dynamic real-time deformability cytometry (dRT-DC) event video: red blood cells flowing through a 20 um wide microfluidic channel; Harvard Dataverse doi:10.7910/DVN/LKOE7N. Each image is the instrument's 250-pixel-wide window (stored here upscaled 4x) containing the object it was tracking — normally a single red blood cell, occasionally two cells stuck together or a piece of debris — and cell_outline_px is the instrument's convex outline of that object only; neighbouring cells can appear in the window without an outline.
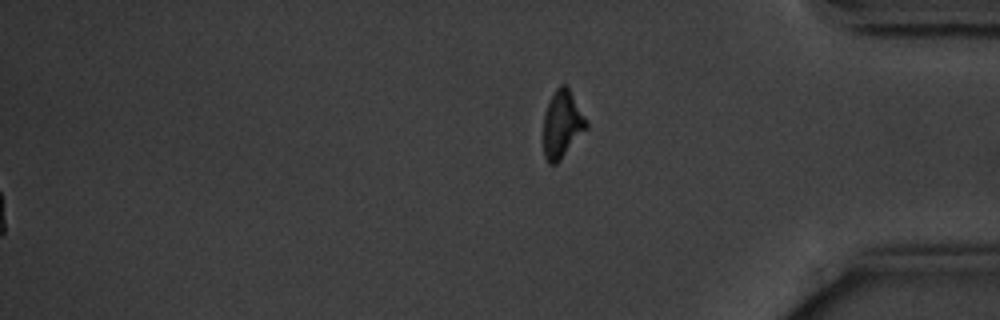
{"species": "common noctule bat (a hibernating species)", "species_latin": "Nyctalus noctula", "temperature_condition": "cold", "stored_images_in_passage": 15, "camera_frame_rate_fps": 3000, "um_per_image_px": 0.085, "animal": {"sex": "male", "body_mass_g": 20.1, "forearm_length_mm": 53.5}, "frame": {"image": 1, "passage_image": 15, "time_ms": 18.0, "image_size_px": [1000, 320], "cell_outline_px": [[588, 128], [560, 160], [556, 164], [548, 164], [544, 156], [544, 116], [548, 104], [556, 88], [560, 84], [564, 84], [568, 88], [588, 120]], "centroid_in_image_um": [47.8, 10.58], "position_along_channel_um": 387.4, "area_um2": 16.76}, "authors_computed_cell_mechanics": {"area_um2": 19.9988, "velocity_mm_per_s": 3.5366, "shape_relaxation_time_tau1_ms": 2.9692, "shape_relaxation_time_tau2_ms": 2.6827, "deformation_change_tau1": 0.0814, "deformation_change_tau2": 0.0394}}